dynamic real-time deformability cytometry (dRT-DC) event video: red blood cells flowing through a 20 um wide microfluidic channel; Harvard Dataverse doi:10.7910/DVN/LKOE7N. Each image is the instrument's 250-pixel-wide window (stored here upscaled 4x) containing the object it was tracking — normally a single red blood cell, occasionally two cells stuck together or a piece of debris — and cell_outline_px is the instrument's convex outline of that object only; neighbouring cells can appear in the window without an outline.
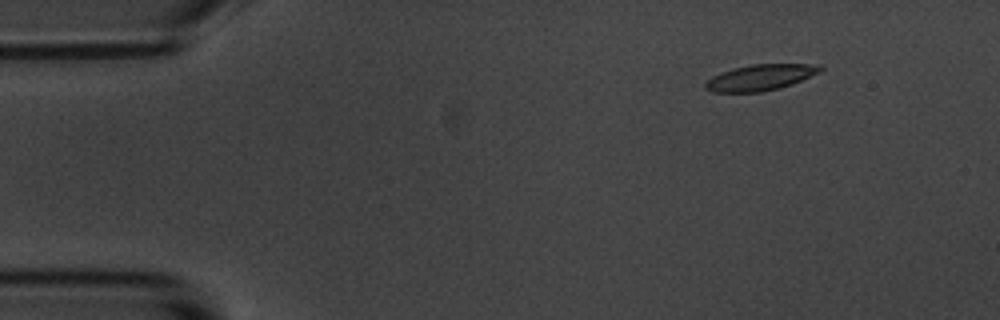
{"species": "common noctule bat (a hibernating species)", "species_latin": "Nyctalus noctula", "temperature_condition": "room temperature", "stored_images_in_passage": 4, "camera_frame_rate_fps": 3000, "um_per_image_px": 0.085, "animal": {"sex": "male", "body_mass_g": 20.1, "forearm_length_mm": 53.5}, "frame": {"image": 1, "passage_image": 2, "time_ms": 1.0, "image_size_px": [1000, 320], "cell_outline_px": [[824, 68], [820, 72], [792, 84], [780, 88], [760, 92], [712, 92], [704, 88], [704, 84], [712, 76], [732, 68], [752, 64], [812, 64]], "centroid_in_image_um": [64.6, 6.59], "position_along_channel_um": 20.4, "area_um2": 17.34}}
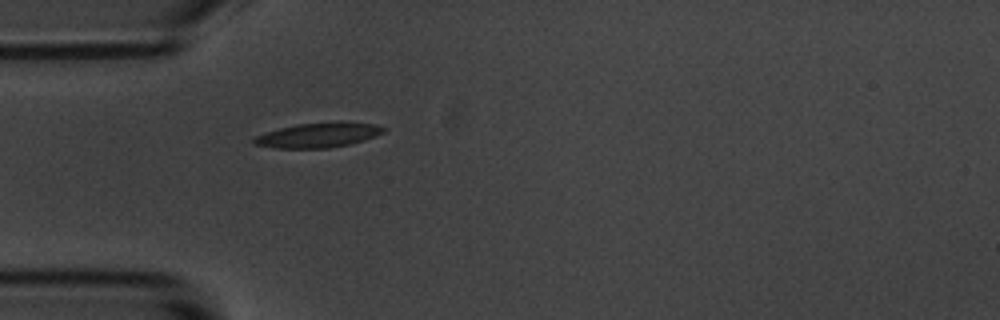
{"frame": {"image": 2, "passage_image": 4, "time_ms": 4.333, "image_size_px": [1000, 320], "cell_outline_px": [[388, 128], [384, 132], [364, 140], [348, 144], [328, 148], [272, 148], [252, 144], [252, 136], [280, 128], [296, 124], [340, 120], [344, 120], [376, 124]], "centroid_in_image_um": [27.05, 11.46], "position_along_channel_um": 57.9, "area_um2": 19.25}}